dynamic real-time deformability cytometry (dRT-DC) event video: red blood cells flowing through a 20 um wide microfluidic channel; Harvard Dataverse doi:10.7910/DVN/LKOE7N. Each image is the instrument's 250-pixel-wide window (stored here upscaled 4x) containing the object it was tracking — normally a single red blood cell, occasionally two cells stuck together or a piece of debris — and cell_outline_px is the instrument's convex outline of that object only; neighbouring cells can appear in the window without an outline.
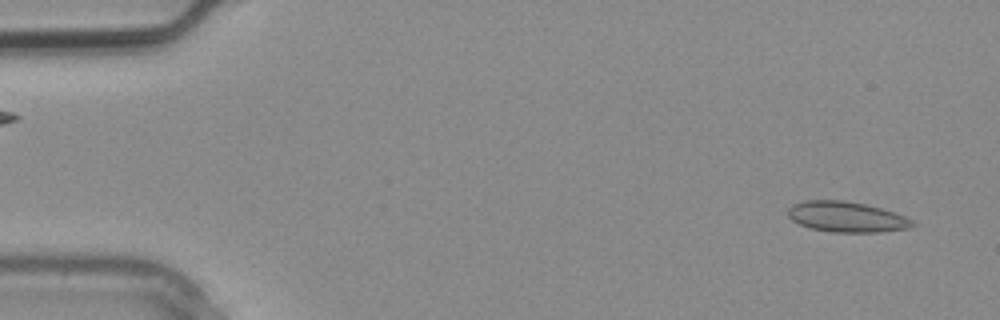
{"species": "common noctule bat (a hibernating species)", "species_latin": "Nyctalus noctula", "temperature_condition": "warm", "stored_images_in_passage": 2, "segment_of_instrument_passage": [2, 2], "camera_frame_rate_fps": 3000, "um_per_image_px": 0.085, "animal": {"sex": "male", "body_mass_g": 20.4}, "frame": {"image": 1, "passage_image": 2, "time_ms": 0.333, "image_size_px": [1000, 320], "cell_outline_px": [[916, 224], [908, 228], [880, 232], [832, 232], [812, 228], [800, 224], [792, 220], [788, 216], [788, 208], [792, 204], [804, 200], [844, 200], [864, 204], [880, 208], [904, 216], [912, 220]], "centroid_in_image_um": [71.93, 18.43], "position_along_channel_um": 13.1, "area_um2": 21.96}}